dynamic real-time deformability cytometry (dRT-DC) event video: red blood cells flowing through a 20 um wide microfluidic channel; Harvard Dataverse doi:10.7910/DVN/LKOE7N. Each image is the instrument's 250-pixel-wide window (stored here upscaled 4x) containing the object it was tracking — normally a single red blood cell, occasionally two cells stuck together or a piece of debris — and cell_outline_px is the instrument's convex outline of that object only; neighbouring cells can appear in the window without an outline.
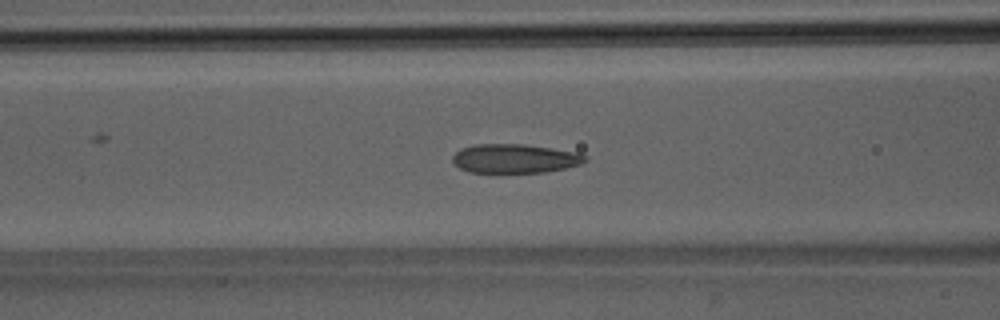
{"species": "Egyptian fruit bat (a non-hibernating species)", "species_latin": "Rousettus aegyptiacus", "temperature_condition": "room temperature", "stored_images_in_passage": 50, "camera_frame_rate_fps": 3000, "um_per_image_px": 0.085, "animal": {"sex": "male"}, "frame": {"image": 1, "passage_image": 20, "time_ms": 6.333, "image_size_px": [1000, 320], "cell_outline_px": [[588, 160], [580, 164], [564, 168], [544, 172], [468, 172], [452, 164], [452, 156], [460, 148], [476, 144], [524, 144], [552, 148], [576, 152], [588, 156]], "centroid_in_image_um": [43.73, 13.47], "position_along_channel_um": 122.9, "area_um2": 22.48}}
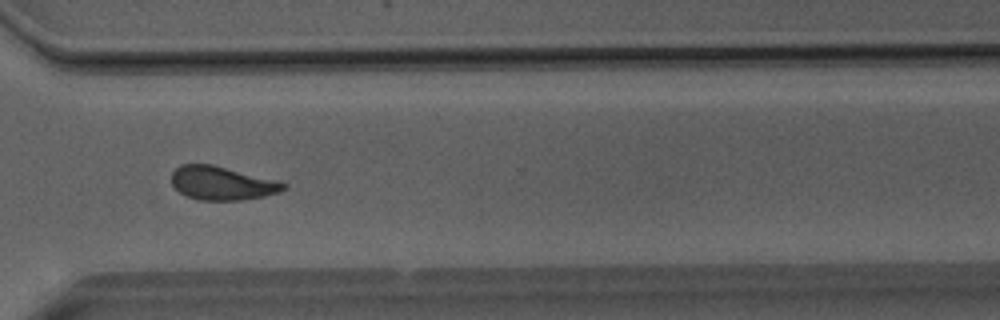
{"frame": {"image": 2, "passage_image": 37, "time_ms": 12.0, "image_size_px": [1000, 320], "cell_outline_px": [[288, 188], [280, 192], [264, 196], [240, 200], [196, 200], [180, 192], [172, 184], [172, 172], [180, 164], [212, 164], [280, 180], [288, 184]], "centroid_in_image_um": [18.93, 15.56], "position_along_channel_um": 351.7, "area_um2": 22.2}}
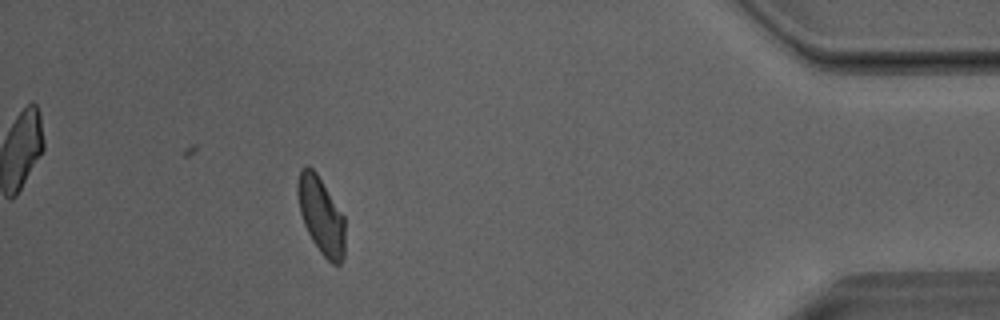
{"frame": {"image": 3, "passage_image": 45, "time_ms": 14.667, "image_size_px": [1000, 320], "cell_outline_px": [[344, 256], [340, 264], [332, 264], [320, 252], [312, 240], [304, 224], [300, 212], [296, 192], [296, 184], [300, 168], [308, 164], [316, 172], [344, 216]], "centroid_in_image_um": [27.26, 18.29], "position_along_channel_um": 407.9, "area_um2": 21.27}, "authors_computed_cell_mechanics": {"area_um2": 22.5709, "velocity_mm_per_s": 4.0431, "shape_relaxation_time_tau1_ms": 7.2972, "shape_relaxation_time_tau2_ms": 1.6986, "deformation_change_tau1": 0.1638, "deformation_change_tau2": 0.0757}}